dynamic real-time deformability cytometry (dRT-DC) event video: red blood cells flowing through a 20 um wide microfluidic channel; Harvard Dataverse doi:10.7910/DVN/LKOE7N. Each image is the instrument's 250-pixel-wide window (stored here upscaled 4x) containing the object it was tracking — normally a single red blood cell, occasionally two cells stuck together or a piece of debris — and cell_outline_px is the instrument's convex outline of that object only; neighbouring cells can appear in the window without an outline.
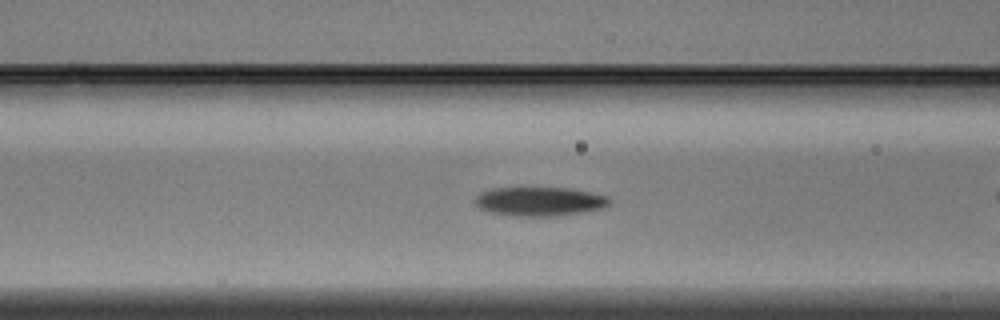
{"species": "Egyptian fruit bat (a non-hibernating species)", "species_latin": "Rousettus aegyptiacus", "temperature_condition": "warm", "stored_images_in_passage": 34, "camera_frame_rate_fps": 3000, "um_per_image_px": 0.085, "animal": {"sex": "male"}, "frame": {"image": 1, "passage_image": 5, "time_ms": 1.333, "image_size_px": [1000, 320], "cell_outline_px": [[612, 200], [608, 204], [600, 208], [580, 212], [548, 216], [516, 216], [492, 212], [480, 208], [476, 204], [476, 196], [480, 192], [492, 188], [568, 188], [608, 196]], "centroid_in_image_um": [45.84, 17.11], "position_along_channel_um": 120.8, "area_um2": 22.25}}
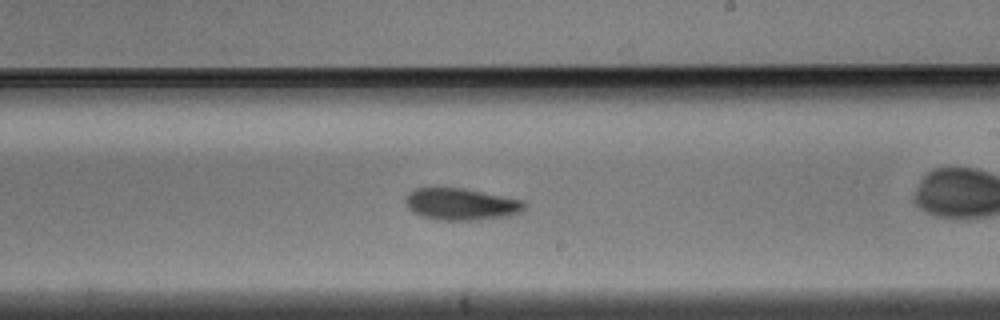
{"frame": {"image": 2, "passage_image": 14, "time_ms": 4.333, "image_size_px": [1000, 320], "cell_outline_px": [[524, 208], [520, 212], [508, 216], [476, 220], [436, 220], [420, 216], [412, 212], [408, 208], [404, 200], [404, 196], [408, 192], [416, 188], [464, 188], [524, 200]], "centroid_in_image_um": [39.14, 17.35], "position_along_channel_um": 249.9, "area_um2": 22.25}}
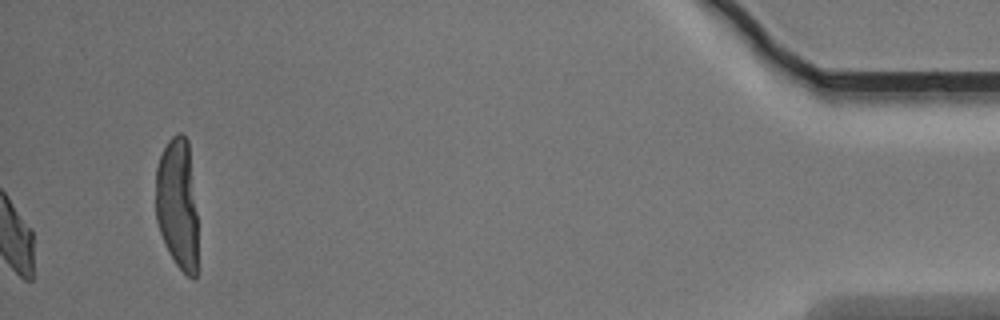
{"frame": {"image": 3, "passage_image": 34, "time_ms": 11.0, "image_size_px": [1000, 320], "cell_outline_px": [[196, 276], [192, 280], [176, 264], [168, 252], [160, 232], [156, 220], [156, 168], [160, 156], [168, 140], [172, 136], [180, 132], [188, 140], [196, 212]], "centroid_in_image_um": [15.06, 17.32], "position_along_channel_um": 420.1, "area_um2": 31.91}}